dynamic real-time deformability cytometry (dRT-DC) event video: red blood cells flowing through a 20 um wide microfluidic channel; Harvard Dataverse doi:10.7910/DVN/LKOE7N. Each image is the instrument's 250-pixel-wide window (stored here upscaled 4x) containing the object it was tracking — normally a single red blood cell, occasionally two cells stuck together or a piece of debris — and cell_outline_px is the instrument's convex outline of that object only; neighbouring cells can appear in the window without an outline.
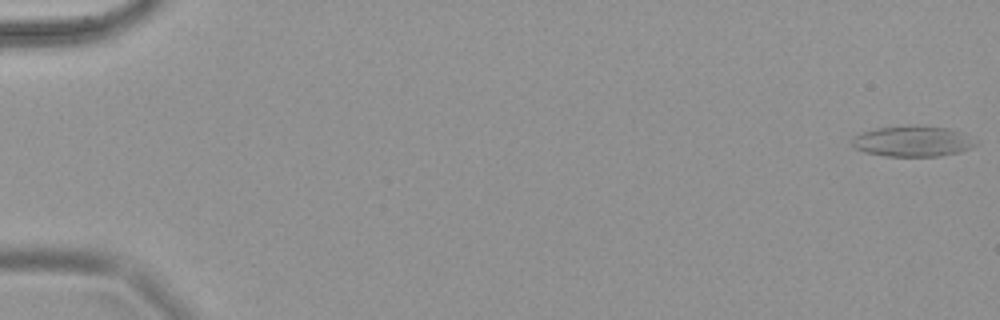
{"species": "common noctule bat (a hibernating species)", "species_latin": "Nyctalus noctula", "temperature_condition": "warm", "stored_images_in_passage": 70, "camera_frame_rate_fps": 3000, "um_per_image_px": 0.085, "animal": {"sex": "female", "body_mass_g": 18.4}, "frame": {"image": 1, "passage_image": 1, "time_ms": 0.0, "image_size_px": [1000, 320], "cell_outline_px": [[980, 144], [960, 152], [936, 156], [888, 156], [868, 152], [856, 148], [852, 144], [852, 140], [856, 136], [864, 132], [876, 128], [944, 128], [956, 132], [976, 140]], "centroid_in_image_um": [77.6, 12.06], "position_along_channel_um": 7.4, "area_um2": 20.75}}
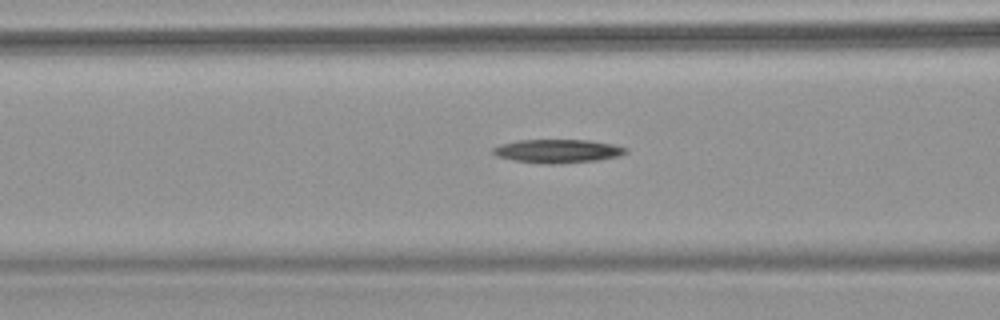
{"frame": {"image": 2, "passage_image": 30, "time_ms": 9.667, "image_size_px": [1000, 320], "cell_outline_px": [[628, 152], [620, 156], [596, 160], [552, 164], [548, 164], [512, 160], [496, 156], [492, 152], [492, 148], [500, 144], [516, 140], [588, 140], [612, 144], [628, 148]], "centroid_in_image_um": [47.38, 12.83], "position_along_channel_um": 119.2, "area_um2": 18.21}}
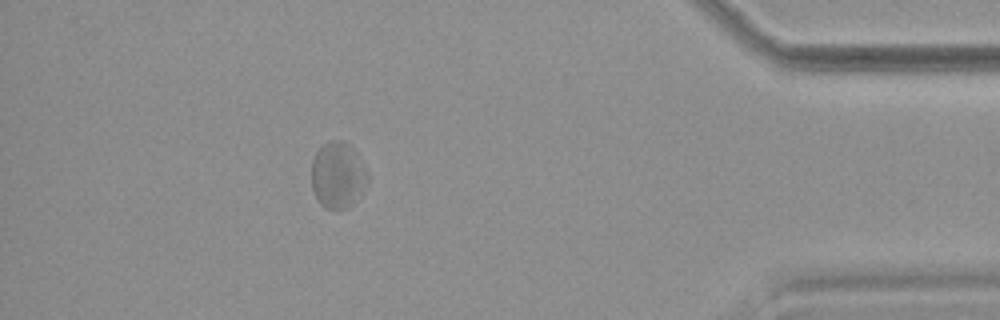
{"frame": {"image": 3, "passage_image": 63, "time_ms": 20.667, "image_size_px": [1000, 320], "cell_outline_px": [[368, 180], [352, 204], [348, 208], [324, 208], [320, 204], [312, 188], [312, 160], [316, 152], [328, 140], [340, 140], [348, 144], [352, 148], [368, 172]], "centroid_in_image_um": [28.69, 14.88], "position_along_channel_um": 406.5, "area_um2": 21.27}}